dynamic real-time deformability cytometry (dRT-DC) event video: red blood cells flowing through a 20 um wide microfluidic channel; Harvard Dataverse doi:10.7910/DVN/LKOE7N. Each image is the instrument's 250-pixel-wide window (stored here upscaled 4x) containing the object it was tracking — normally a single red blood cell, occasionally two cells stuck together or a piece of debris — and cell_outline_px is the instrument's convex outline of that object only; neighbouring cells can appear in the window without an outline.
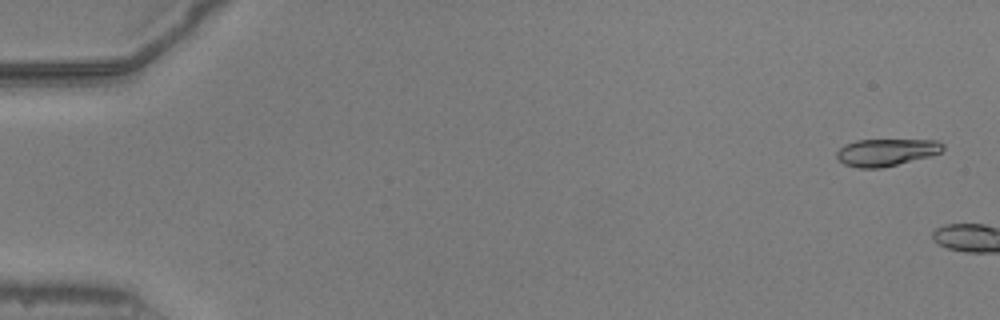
{"species": "common noctule bat (a hibernating species)", "species_latin": "Nyctalus noctula", "temperature_condition": "warm", "stored_images_in_passage": 4, "camera_frame_rate_fps": 3000, "um_per_image_px": 0.085, "animal": {"sex": "male", "body_mass_g": 20.5, "forearm_length_mm": 52.5}, "frame": {"image": 1, "passage_image": 2, "time_ms": 0.333, "image_size_px": [1000, 320], "cell_outline_px": [[944, 148], [940, 152], [928, 156], [880, 168], [856, 168], [844, 164], [836, 156], [836, 152], [844, 144], [856, 140], [936, 140], [944, 144]], "centroid_in_image_um": [75.29, 12.93], "position_along_channel_um": 9.7, "area_um2": 16.65}}